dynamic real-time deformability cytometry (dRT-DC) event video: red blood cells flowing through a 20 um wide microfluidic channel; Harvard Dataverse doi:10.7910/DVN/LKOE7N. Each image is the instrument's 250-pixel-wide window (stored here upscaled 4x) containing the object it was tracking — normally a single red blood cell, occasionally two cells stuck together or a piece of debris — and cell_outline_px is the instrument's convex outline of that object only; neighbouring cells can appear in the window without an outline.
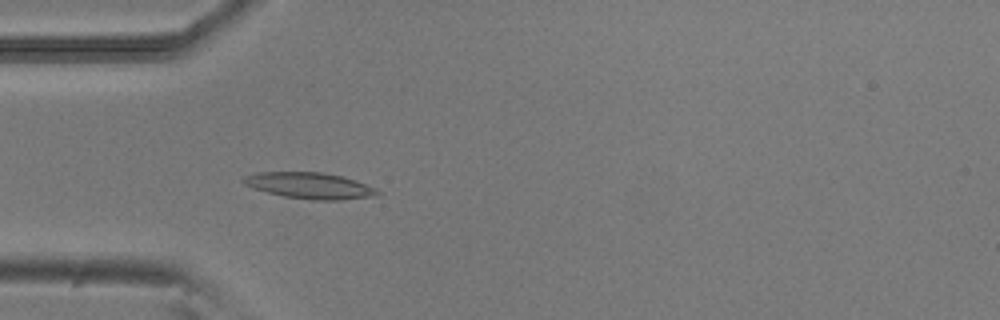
{"species": "common noctule bat (a hibernating species)", "species_latin": "Nyctalus noctula", "temperature_condition": "room temperature", "stored_images_in_passage": 5, "camera_frame_rate_fps": 3000, "um_per_image_px": 0.085, "animal": {"sex": "male", "body_mass_g": 20.5, "forearm_length_mm": 52.5}, "frame": {"image": 1, "passage_image": 5, "time_ms": 1.333, "image_size_px": [1000, 320], "cell_outline_px": [[380, 192], [376, 196], [340, 200], [312, 200], [284, 196], [268, 192], [244, 184], [240, 180], [244, 176], [260, 172], [320, 172], [344, 176], [356, 180], [376, 188]], "centroid_in_image_um": [26.36, 15.77], "position_along_channel_um": 58.6, "area_um2": 20.4}}